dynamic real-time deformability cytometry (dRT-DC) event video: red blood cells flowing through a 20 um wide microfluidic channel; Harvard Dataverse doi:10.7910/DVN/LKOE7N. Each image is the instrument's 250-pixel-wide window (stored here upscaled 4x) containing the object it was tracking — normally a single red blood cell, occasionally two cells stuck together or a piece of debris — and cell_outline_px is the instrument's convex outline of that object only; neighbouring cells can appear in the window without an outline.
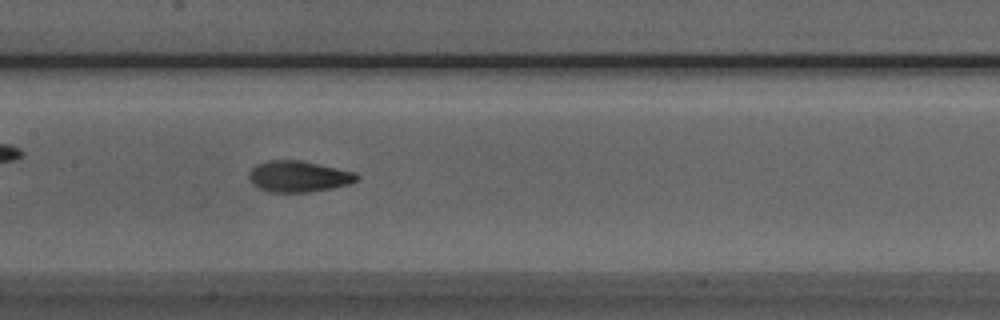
{"species": "Egyptian fruit bat (a non-hibernating species)", "species_latin": "Rousettus aegyptiacus", "temperature_condition": "room temperature", "stored_images_in_passage": 38, "camera_frame_rate_fps": 3000, "um_per_image_px": 0.085, "animal": {"sex": "male"}, "frame": {"image": 1, "passage_image": 14, "time_ms": 4.333, "image_size_px": [1000, 320], "cell_outline_px": [[360, 176], [356, 180], [348, 184], [332, 188], [308, 192], [268, 192], [256, 188], [252, 184], [248, 176], [248, 172], [256, 164], [268, 160], [300, 160], [356, 172]], "centroid_in_image_um": [25.33, 15.0], "position_along_channel_um": 182.1, "area_um2": 19.71}}
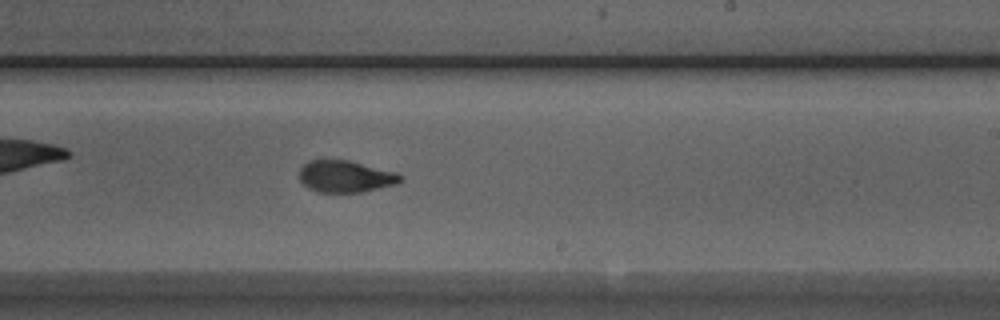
{"frame": {"image": 2, "passage_image": 20, "time_ms": 6.333, "image_size_px": [1000, 320], "cell_outline_px": [[404, 180], [396, 184], [360, 192], [320, 192], [308, 188], [300, 180], [300, 168], [308, 160], [348, 160], [396, 172], [404, 176]], "centroid_in_image_um": [29.38, 14.99], "position_along_channel_um": 259.6, "area_um2": 18.67}}
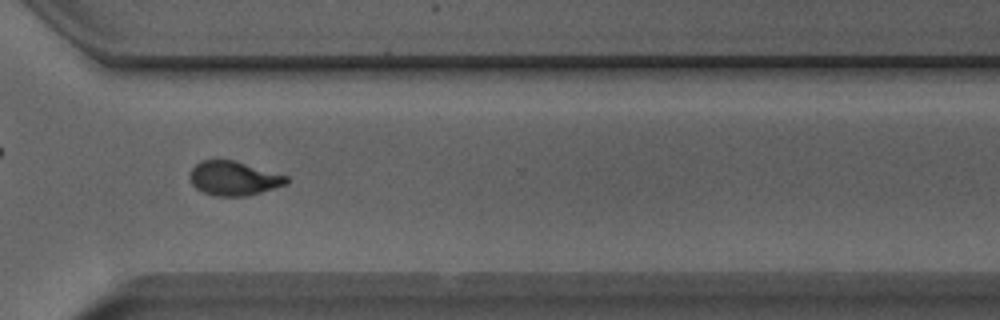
{"frame": {"image": 3, "passage_image": 27, "time_ms": 8.667, "image_size_px": [1000, 320], "cell_outline_px": [[288, 184], [248, 196], [212, 196], [196, 188], [192, 184], [188, 176], [188, 172], [200, 160], [232, 160], [288, 176]], "centroid_in_image_um": [19.84, 15.17], "position_along_channel_um": 350.8, "area_um2": 19.31}, "authors_computed_cell_mechanics": {"area_um2": 19.3052, "velocity_mm_per_s": 3.9011, "shape_relaxation_time_tau1_ms": 6.2306, "shape_relaxation_time_tau2_ms": 1.6377, "deformation_change_tau1": 0.2115, "deformation_change_tau2": 0.0782}}